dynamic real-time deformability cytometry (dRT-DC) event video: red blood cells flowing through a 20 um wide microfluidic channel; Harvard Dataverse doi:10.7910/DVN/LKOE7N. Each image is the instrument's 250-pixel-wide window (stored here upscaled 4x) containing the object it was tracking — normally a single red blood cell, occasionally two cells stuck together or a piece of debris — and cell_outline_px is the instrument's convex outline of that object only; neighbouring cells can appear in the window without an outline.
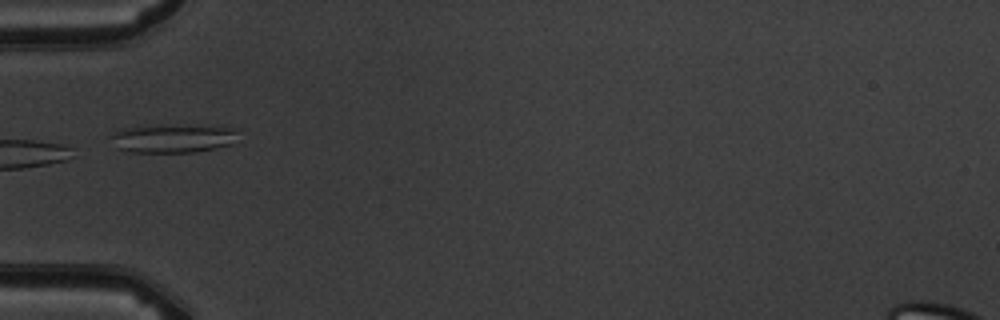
{"species": "common noctule bat (a hibernating species)", "species_latin": "Nyctalus noctula", "temperature_condition": "warm", "stored_images_in_passage": 7, "camera_frame_rate_fps": 3000, "um_per_image_px": 0.085, "animal": {"sex": "male", "body_mass_g": 19.5, "forearm_length_mm": 54.6}, "frame": {"image": 1, "passage_image": 6, "time_ms": 5.667, "image_size_px": [1000, 320], "cell_outline_px": [[240, 128], [232, 144], [196, 152], [132, 152], [116, 148], [108, 136], [112, 132], [124, 128]], "centroid_in_image_um": [14.63, 11.83], "position_along_channel_um": 70.4, "area_um2": 19.77}}
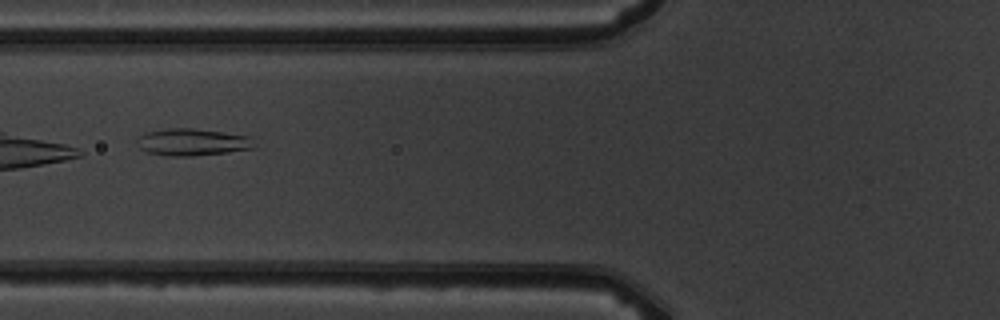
{"frame": {"image": 2, "passage_image": 7, "time_ms": 6.667, "image_size_px": [1000, 320], "cell_outline_px": [[256, 148], [192, 156], [168, 156], [144, 152], [140, 148], [136, 140], [136, 136], [148, 132], [168, 128], [192, 128], [248, 136]], "centroid_in_image_um": [16.26, 12.08], "position_along_channel_um": 109.5, "area_um2": 18.32}}